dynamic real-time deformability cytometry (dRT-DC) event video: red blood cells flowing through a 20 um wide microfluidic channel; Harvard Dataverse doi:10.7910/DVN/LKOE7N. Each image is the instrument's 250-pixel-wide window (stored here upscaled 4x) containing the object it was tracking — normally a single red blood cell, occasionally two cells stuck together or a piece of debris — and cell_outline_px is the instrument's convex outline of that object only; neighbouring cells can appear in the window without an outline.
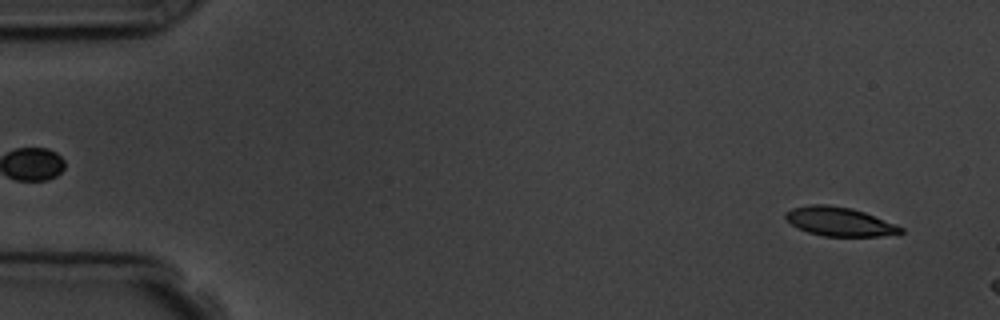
{"species": "common noctule bat (a hibernating species)", "species_latin": "Nyctalus noctula", "temperature_condition": "room temperature", "stored_images_in_passage": 16, "camera_frame_rate_fps": 3000, "um_per_image_px": 0.085, "animal": {"sex": "male", "body_mass_g": 19.5, "forearm_length_mm": 54.6}, "frame": {"image": 1, "passage_image": 3, "time_ms": 0.667, "image_size_px": [1000, 320], "cell_outline_px": [[904, 232], [880, 236], [824, 236], [808, 232], [796, 228], [784, 216], [784, 212], [792, 208], [808, 204], [828, 204], [852, 208], [864, 212], [896, 224], [904, 228]], "centroid_in_image_um": [71.33, 18.82], "position_along_channel_um": 13.7, "area_um2": 19.48}}